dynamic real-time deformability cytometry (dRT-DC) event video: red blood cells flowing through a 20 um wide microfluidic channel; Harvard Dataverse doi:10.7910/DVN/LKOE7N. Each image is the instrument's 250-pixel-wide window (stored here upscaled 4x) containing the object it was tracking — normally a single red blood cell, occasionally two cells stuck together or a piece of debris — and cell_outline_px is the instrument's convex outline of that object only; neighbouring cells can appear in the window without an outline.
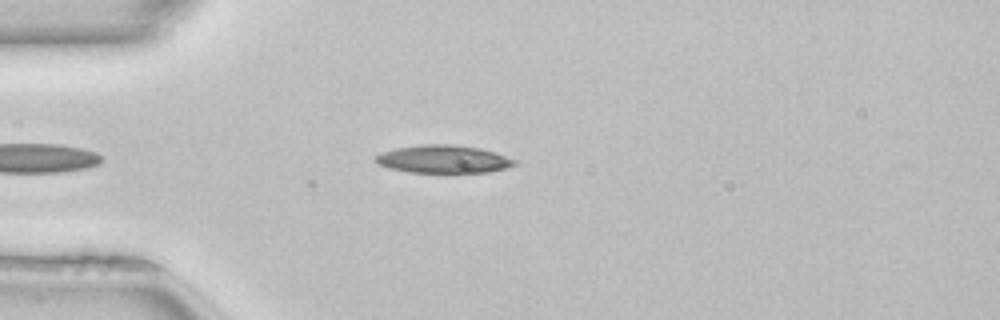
{"species": "common noctule bat (a hibernating species)", "species_latin": "Nyctalus noctula", "temperature_condition": "room temperature", "stored_images_in_passage": 3, "camera_frame_rate_fps": 3000, "um_per_image_px": 0.085, "animal": {"sex": "female", "body_mass_g": 22.7, "forearm_length_mm": 54.2}, "frame": {"image": 1, "passage_image": 3, "time_ms": 0.667, "image_size_px": [1000, 320], "cell_outline_px": [[516, 164], [504, 168], [488, 172], [408, 172], [388, 168], [372, 160], [380, 152], [396, 148], [424, 144], [452, 144], [480, 148], [496, 152], [516, 160]], "centroid_in_image_um": [37.66, 13.52], "position_along_channel_um": 47.3, "area_um2": 22.54}}